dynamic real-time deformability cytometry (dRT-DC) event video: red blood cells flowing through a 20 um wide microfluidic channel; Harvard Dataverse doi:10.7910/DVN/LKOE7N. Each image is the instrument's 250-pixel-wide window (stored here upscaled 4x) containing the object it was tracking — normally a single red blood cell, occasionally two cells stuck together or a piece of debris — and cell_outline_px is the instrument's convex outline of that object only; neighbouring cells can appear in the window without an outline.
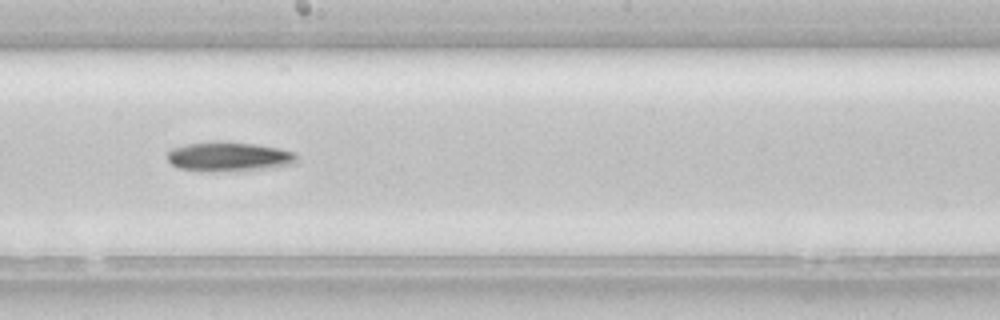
{"species": "common noctule bat (a hibernating species)", "species_latin": "Nyctalus noctula", "temperature_condition": "room temperature", "stored_images_in_passage": 42, "camera_frame_rate_fps": 3000, "um_per_image_px": 0.085, "animal": {"sex": "female", "body_mass_g": 22.7, "forearm_length_mm": 54.2}, "frame": {"image": 1, "passage_image": 19, "time_ms": 6.0, "image_size_px": [1000, 320], "cell_outline_px": [[300, 160], [292, 164], [272, 168], [212, 172], [176, 168], [168, 160], [168, 152], [172, 148], [184, 144], [208, 140], [220, 140], [256, 144], [280, 148], [292, 152]], "centroid_in_image_um": [19.43, 13.3], "position_along_channel_um": 228.8, "area_um2": 22.72}}
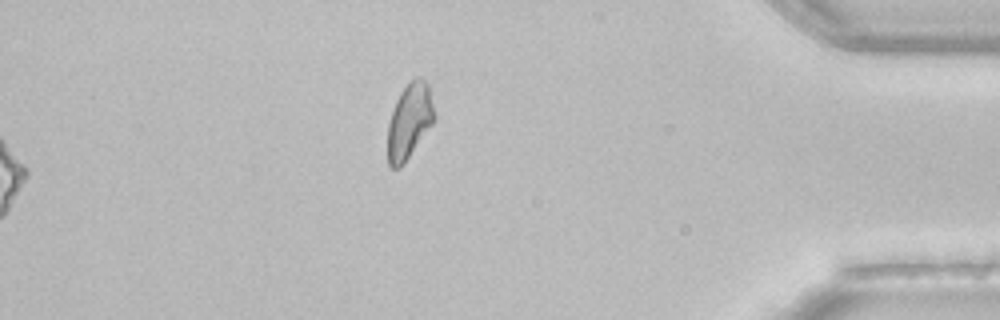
{"frame": {"image": 2, "passage_image": 42, "time_ms": 13.667, "image_size_px": [1000, 320], "cell_outline_px": [[436, 120], [404, 164], [400, 168], [392, 168], [388, 164], [388, 124], [396, 100], [400, 92], [416, 76], [420, 76], [428, 84], [436, 116]], "centroid_in_image_um": [34.82, 10.31], "position_along_channel_um": 400.4, "area_um2": 20.58}}